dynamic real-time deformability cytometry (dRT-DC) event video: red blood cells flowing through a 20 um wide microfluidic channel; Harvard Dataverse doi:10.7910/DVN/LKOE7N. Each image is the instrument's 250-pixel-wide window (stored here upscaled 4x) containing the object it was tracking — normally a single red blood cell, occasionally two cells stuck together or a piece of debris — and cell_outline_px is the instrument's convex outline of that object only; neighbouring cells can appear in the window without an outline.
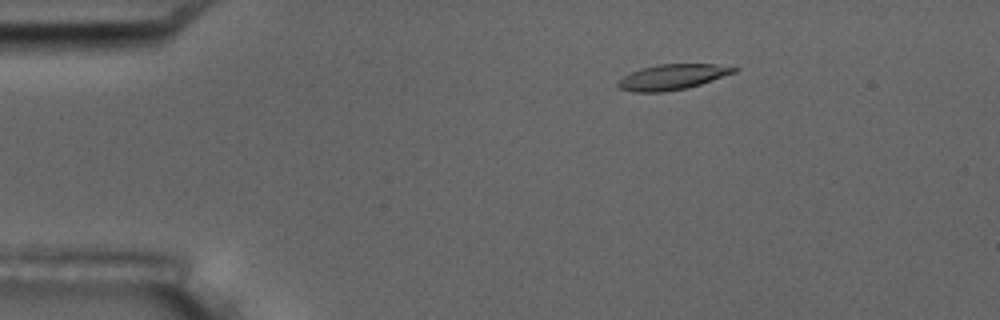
{"species": "common noctule bat (a hibernating species)", "species_latin": "Nyctalus noctula", "temperature_condition": "room temperature", "stored_images_in_passage": 3, "camera_frame_rate_fps": 3000, "um_per_image_px": 0.085, "animal": {"sex": "male", "body_mass_g": 17.5, "forearm_length_mm": 52.3}, "frame": {"image": 1, "passage_image": 1, "time_ms": 0.0, "image_size_px": [1000, 320], "cell_outline_px": [[740, 68], [736, 72], [688, 88], [664, 92], [632, 92], [620, 88], [616, 84], [624, 76], [632, 72], [644, 68], [660, 64], [716, 64]], "centroid_in_image_um": [57.18, 6.55], "position_along_channel_um": 27.8, "area_um2": 16.99}}